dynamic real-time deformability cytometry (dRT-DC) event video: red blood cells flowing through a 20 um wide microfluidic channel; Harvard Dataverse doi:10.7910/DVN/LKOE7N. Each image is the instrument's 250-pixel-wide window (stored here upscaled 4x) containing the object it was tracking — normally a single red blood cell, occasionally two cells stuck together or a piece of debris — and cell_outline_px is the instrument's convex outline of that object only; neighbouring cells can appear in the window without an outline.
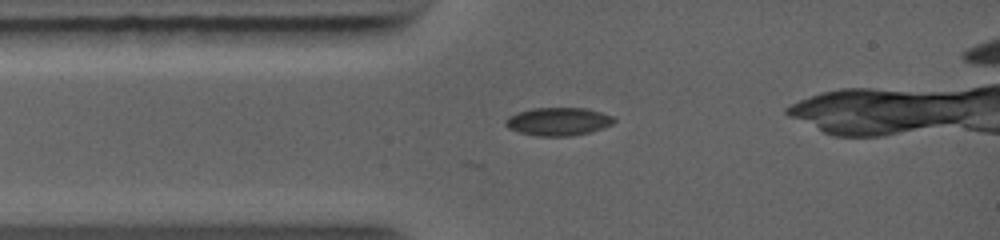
{"species": "common noctule bat (a hibernating species)", "species_latin": "Nyctalus noctula", "temperature_condition": "warm", "stored_images_in_passage": 4, "camera_frame_rate_fps": 5000, "um_per_image_px": 0.085, "animal": {"sex": "female", "body_mass_g": 19.0, "forearm_length_mm": 56.7}, "frame": {"image": 1, "passage_image": 3, "time_ms": 0.8, "image_size_px": [1000, 240], "cell_outline_px": [[616, 120], [612, 124], [588, 132], [572, 136], [536, 136], [520, 132], [508, 128], [504, 124], [504, 120], [508, 116], [516, 112], [532, 108], [584, 108], [600, 112], [612, 116]], "centroid_in_image_um": [47.39, 10.32], "position_along_channel_um": 37.6, "area_um2": 17.69}}